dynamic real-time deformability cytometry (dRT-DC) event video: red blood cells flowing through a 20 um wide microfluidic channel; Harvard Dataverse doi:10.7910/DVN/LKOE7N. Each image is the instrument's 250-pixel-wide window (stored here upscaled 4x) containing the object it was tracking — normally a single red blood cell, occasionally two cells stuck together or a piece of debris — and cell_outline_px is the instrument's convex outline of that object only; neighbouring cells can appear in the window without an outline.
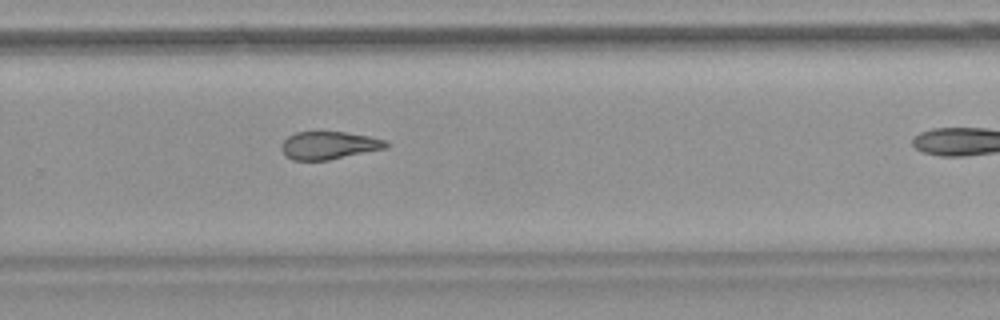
{"species": "common noctule bat (a hibernating species)", "species_latin": "Nyctalus noctula", "temperature_condition": "warm", "stored_images_in_passage": 29, "camera_frame_rate_fps": 3000, "um_per_image_px": 0.085, "animal": {"sex": "female", "body_mass_g": 18.4}, "frame": {"image": 1, "passage_image": 25, "time_ms": 8.0, "image_size_px": [1000, 320], "cell_outline_px": [[388, 148], [328, 160], [292, 160], [280, 148], [284, 140], [288, 136], [296, 132], [344, 132], [368, 136], [384, 140], [388, 144]], "centroid_in_image_um": [27.96, 12.36], "position_along_channel_um": 301.8, "area_um2": 16.76}}